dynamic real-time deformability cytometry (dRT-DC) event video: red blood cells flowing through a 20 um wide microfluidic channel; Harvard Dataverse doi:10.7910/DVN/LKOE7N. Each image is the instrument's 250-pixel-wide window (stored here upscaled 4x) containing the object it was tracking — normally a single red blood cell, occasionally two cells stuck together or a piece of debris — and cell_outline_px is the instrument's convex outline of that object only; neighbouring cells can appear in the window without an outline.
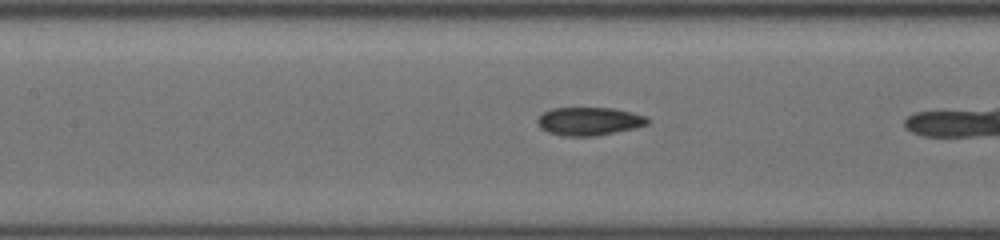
{"species": "common noctule bat (a hibernating species)", "species_latin": "Nyctalus noctula", "temperature_condition": "cold", "stored_images_in_passage": 19, "camera_frame_rate_fps": 3000, "um_per_image_px": 0.085, "animal": {"sex": "female", "body_mass_g": 19.5, "forearm_length_mm": 54.1}, "frame": {"image": 1, "passage_image": 4, "time_ms": 1.333, "image_size_px": [1000, 240], "cell_outline_px": [[652, 120], [648, 124], [636, 128], [596, 136], [564, 136], [548, 132], [540, 128], [536, 120], [544, 112], [552, 108], [612, 108], [632, 112], [648, 116]], "centroid_in_image_um": [50.12, 10.31], "position_along_channel_um": 157.3, "area_um2": 18.26}}
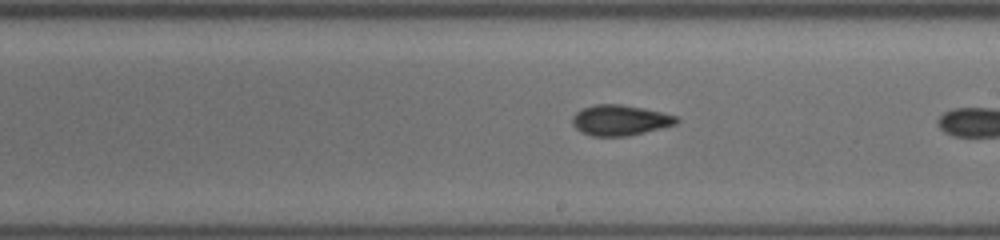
{"frame": {"image": 2, "passage_image": 8, "time_ms": 3.333, "image_size_px": [1000, 240], "cell_outline_px": [[680, 120], [676, 124], [628, 136], [592, 136], [580, 132], [572, 124], [572, 116], [576, 112], [584, 108], [596, 104], [620, 104], [660, 112], [676, 116]], "centroid_in_image_um": [52.66, 10.22], "position_along_channel_um": 236.3, "area_um2": 18.32}}
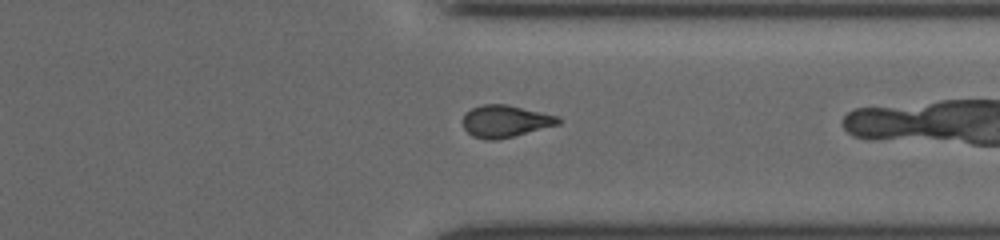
{"frame": {"image": 3, "passage_image": 18, "time_ms": 6.667, "image_size_px": [1000, 240], "cell_outline_px": [[560, 124], [496, 140], [488, 140], [472, 136], [464, 128], [464, 116], [472, 108], [484, 104], [508, 104], [560, 116]], "centroid_in_image_um": [42.98, 10.29], "position_along_channel_um": 368.4, "area_um2": 17.69}}